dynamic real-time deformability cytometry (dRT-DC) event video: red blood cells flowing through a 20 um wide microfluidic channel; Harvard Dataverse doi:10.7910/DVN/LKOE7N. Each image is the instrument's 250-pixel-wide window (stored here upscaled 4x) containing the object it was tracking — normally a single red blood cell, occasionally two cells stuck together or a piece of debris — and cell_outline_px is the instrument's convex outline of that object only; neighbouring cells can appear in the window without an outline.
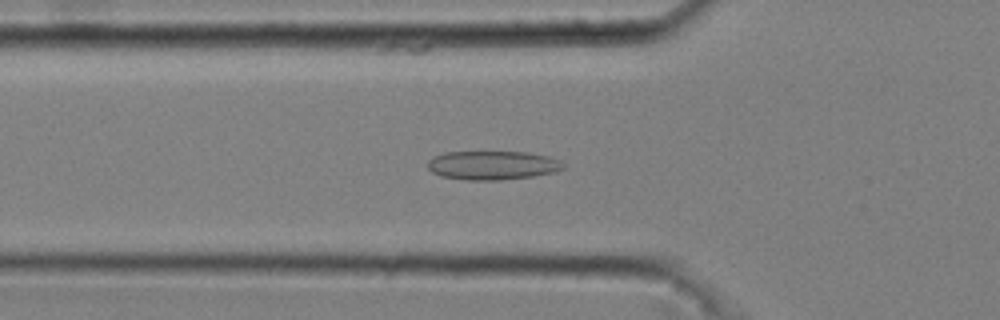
{"species": "common noctule bat (a hibernating species)", "species_latin": "Nyctalus noctula", "temperature_condition": "cold", "stored_images_in_passage": 51, "camera_frame_rate_fps": 3000, "um_per_image_px": 0.085, "animal": {"sex": "male", "body_mass_g": 20.4}, "frame": {"image": 1, "passage_image": 17, "time_ms": 5.333, "image_size_px": [1000, 320], "cell_outline_px": [[564, 168], [556, 172], [532, 176], [500, 180], [468, 180], [440, 176], [432, 172], [428, 168], [428, 160], [432, 156], [444, 152], [528, 152], [548, 156], [560, 160], [564, 164]], "centroid_in_image_um": [41.86, 14.04], "position_along_channel_um": 83.9, "area_um2": 22.95}}
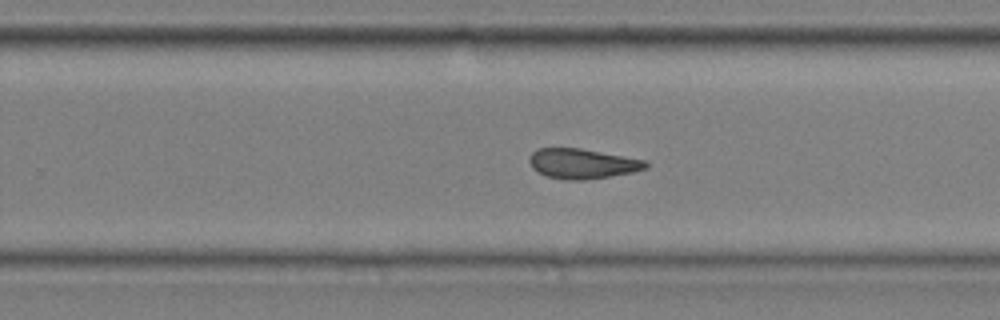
{"frame": {"image": 2, "passage_image": 33, "time_ms": 10.667, "image_size_px": [1000, 320], "cell_outline_px": [[648, 168], [632, 172], [584, 180], [568, 180], [548, 176], [532, 168], [528, 160], [528, 156], [532, 152], [540, 148], [580, 148], [648, 160]], "centroid_in_image_um": [49.51, 13.9], "position_along_channel_um": 280.3, "area_um2": 20.29}}
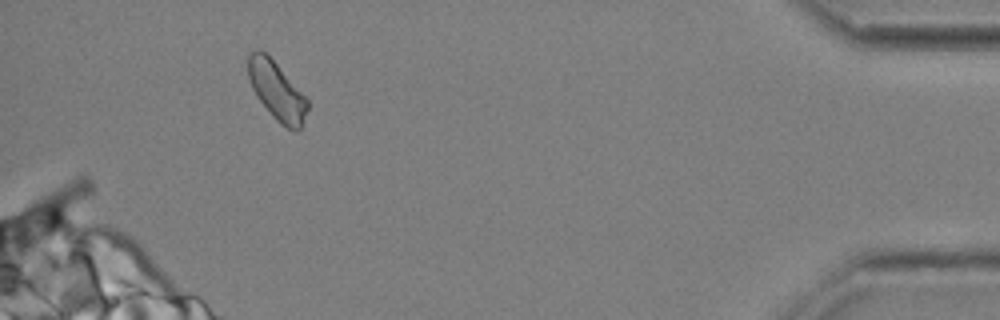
{"frame": {"image": 3, "passage_image": 48, "time_ms": 15.667, "image_size_px": [1000, 320], "cell_outline_px": [[308, 108], [300, 132], [296, 132], [280, 124], [272, 116], [256, 96], [252, 88], [248, 76], [248, 56], [252, 52], [264, 52], [276, 64], [308, 100]], "centroid_in_image_um": [23.54, 7.8], "position_along_channel_um": 411.7, "area_um2": 19.71}, "authors_computed_cell_mechanics": {"area_um2": 20.8658, "velocity_mm_per_s": 3.6778, "shape_relaxation_time_tau1_ms": null, "shape_relaxation_time_tau2_ms": 4.253, "deformation_change_tau1": null, "deformation_change_tau2": 0.1232}}